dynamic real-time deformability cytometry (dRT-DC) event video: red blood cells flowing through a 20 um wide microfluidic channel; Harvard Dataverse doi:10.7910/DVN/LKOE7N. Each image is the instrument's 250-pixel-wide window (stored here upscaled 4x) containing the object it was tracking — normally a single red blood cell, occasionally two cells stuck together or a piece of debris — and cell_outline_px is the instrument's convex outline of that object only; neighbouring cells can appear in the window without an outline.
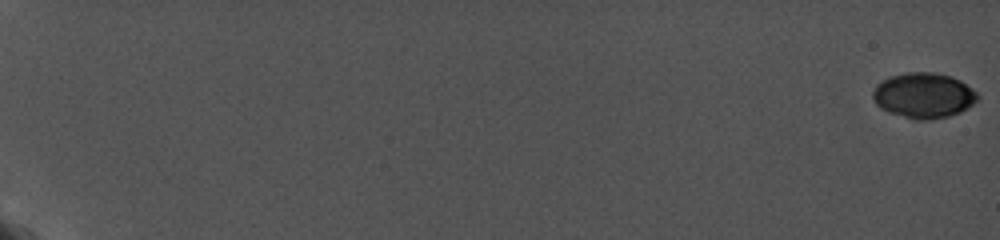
{"species": "common noctule bat (a hibernating species)", "species_latin": "Nyctalus noctula", "temperature_condition": "cold", "stored_images_in_passage": 22, "camera_frame_rate_fps": 5000, "um_per_image_px": 0.085, "animal": {"sex": "female", "body_mass_g": 19.0, "forearm_length_mm": 56.7}, "frame": {"image": 1, "passage_image": 1, "time_ms": 0.0, "image_size_px": [1000, 240], "cell_outline_px": [[976, 100], [968, 108], [960, 112], [948, 116], [928, 120], [916, 120], [888, 112], [880, 108], [876, 104], [872, 96], [872, 92], [884, 80], [892, 76], [912, 72], [928, 72], [948, 76], [960, 80], [976, 92]], "centroid_in_image_um": [78.5, 8.14], "position_along_channel_um": 6.5, "area_um2": 27.11}}
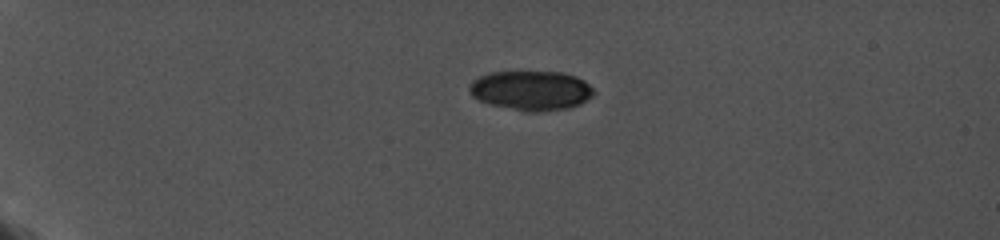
{"frame": {"image": 2, "passage_image": 15, "time_ms": 5.6, "image_size_px": [1000, 240], "cell_outline_px": [[596, 92], [592, 96], [580, 104], [568, 108], [540, 112], [524, 112], [488, 104], [472, 96], [468, 88], [472, 80], [488, 72], [560, 72], [576, 76], [584, 80]], "centroid_in_image_um": [45.13, 7.7], "position_along_channel_um": 39.9, "area_um2": 28.9}}